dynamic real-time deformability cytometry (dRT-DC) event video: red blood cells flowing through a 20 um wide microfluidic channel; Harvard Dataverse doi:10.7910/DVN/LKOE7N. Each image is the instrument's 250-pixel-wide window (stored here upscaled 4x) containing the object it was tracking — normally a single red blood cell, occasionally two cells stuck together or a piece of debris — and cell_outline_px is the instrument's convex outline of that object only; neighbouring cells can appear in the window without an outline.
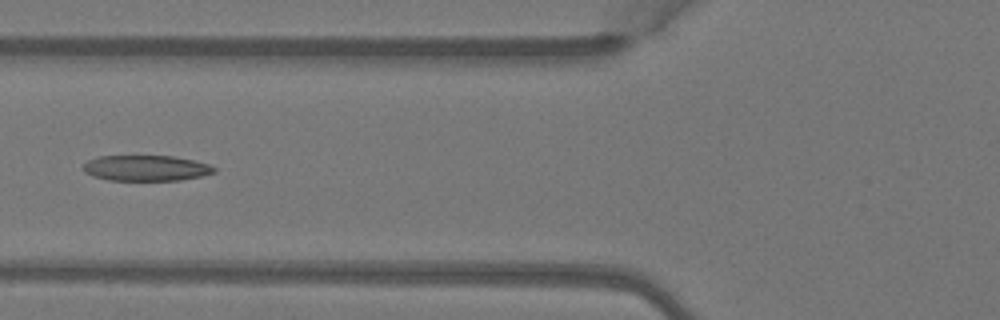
{"species": "Egyptian fruit bat (a non-hibernating species)", "species_latin": "Rousettus aegyptiacus", "temperature_condition": "warm", "stored_images_in_passage": 6, "camera_frame_rate_fps": 3000, "um_per_image_px": 0.085, "animal": {"sex": "female"}, "frame": {"image": 1, "passage_image": 6, "time_ms": 1.667, "image_size_px": [1000, 320], "cell_outline_px": [[216, 172], [200, 176], [180, 180], [108, 180], [92, 176], [84, 172], [84, 164], [88, 160], [96, 156], [172, 156], [192, 160], [208, 164], [216, 168]], "centroid_in_image_um": [12.39, 14.29], "position_along_channel_um": 113.4, "area_um2": 19.48}}